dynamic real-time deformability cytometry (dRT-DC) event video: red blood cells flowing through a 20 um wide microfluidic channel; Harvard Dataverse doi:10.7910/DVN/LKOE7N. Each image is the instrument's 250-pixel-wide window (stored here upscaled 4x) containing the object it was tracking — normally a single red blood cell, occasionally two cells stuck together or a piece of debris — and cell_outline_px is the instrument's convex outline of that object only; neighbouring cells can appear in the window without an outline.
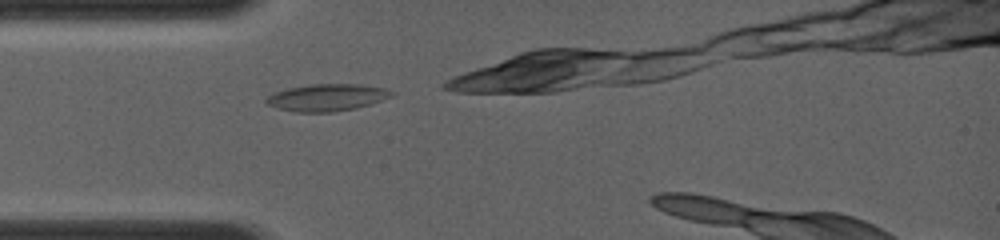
{"species": "common noctule bat (a hibernating species)", "species_latin": "Nyctalus noctula", "temperature_condition": "room temperature", "stored_images_in_passage": 25, "camera_frame_rate_fps": 4000, "um_per_image_px": 0.085, "animal": {"sex": "female", "body_mass_g": 19.0, "forearm_length_mm": 56.7}, "frame": {"image": 1, "passage_image": 1, "time_ms": 0.0, "image_size_px": [1000, 240], "cell_outline_px": [[396, 92], [392, 96], [372, 104], [356, 108], [332, 112], [296, 112], [276, 108], [264, 104], [264, 100], [272, 92], [288, 88], [312, 84], [360, 84], [384, 88]], "centroid_in_image_um": [27.76, 8.29], "position_along_channel_um": 57.2, "area_um2": 20.0}}
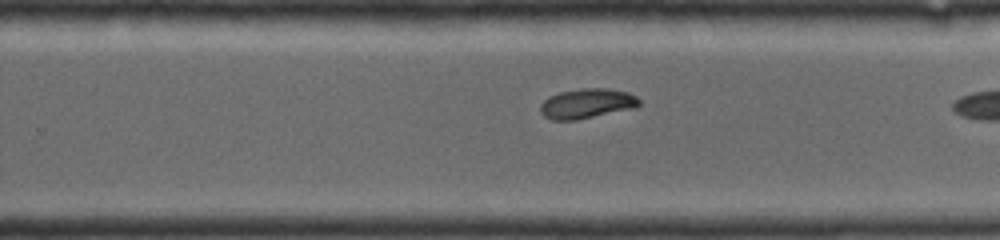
{"frame": {"image": 2, "passage_image": 15, "time_ms": 5.0, "image_size_px": [1000, 240], "cell_outline_px": [[640, 104], [636, 108], [576, 120], [552, 120], [544, 116], [540, 112], [540, 104], [548, 96], [560, 92], [580, 88], [608, 88], [628, 92], [636, 96], [640, 100]], "centroid_in_image_um": [49.89, 8.8], "position_along_channel_um": 279.9, "area_um2": 17.4}}
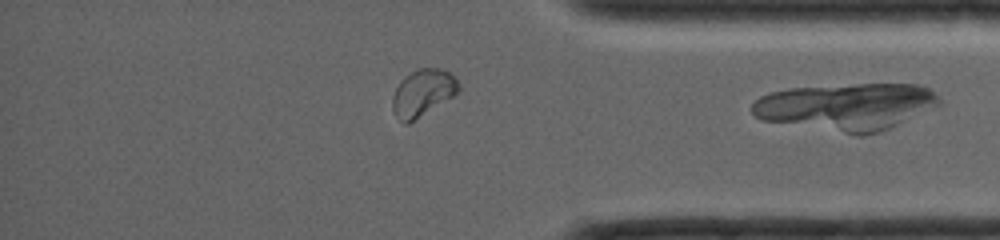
{"frame": {"image": 3, "passage_image": 23, "time_ms": 7.75, "image_size_px": [1000, 240], "cell_outline_px": [[460, 92], [408, 124], [404, 124], [400, 120], [392, 108], [392, 96], [400, 80], [404, 76], [416, 68], [440, 68], [448, 72], [460, 84]], "centroid_in_image_um": [35.93, 7.88], "position_along_channel_um": 399.3, "area_um2": 18.09}}